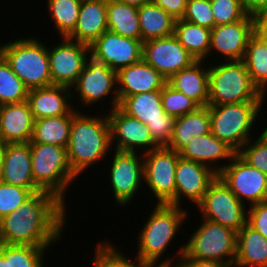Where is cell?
<instances>
[{
  "mask_svg": "<svg viewBox=\"0 0 267 267\" xmlns=\"http://www.w3.org/2000/svg\"><path fill=\"white\" fill-rule=\"evenodd\" d=\"M65 204L48 191H39L11 214L1 219L4 244L51 246L60 240L65 222Z\"/></svg>",
  "mask_w": 267,
  "mask_h": 267,
  "instance_id": "6da1fadb",
  "label": "cell"
},
{
  "mask_svg": "<svg viewBox=\"0 0 267 267\" xmlns=\"http://www.w3.org/2000/svg\"><path fill=\"white\" fill-rule=\"evenodd\" d=\"M112 146L107 116H88L80 111L73 116L66 149L68 162L77 177L91 164L102 161Z\"/></svg>",
  "mask_w": 267,
  "mask_h": 267,
  "instance_id": "7a4b0ae2",
  "label": "cell"
},
{
  "mask_svg": "<svg viewBox=\"0 0 267 267\" xmlns=\"http://www.w3.org/2000/svg\"><path fill=\"white\" fill-rule=\"evenodd\" d=\"M139 232L137 258L146 265L160 264L158 261L173 241L181 224L187 218L186 210L180 206L158 204Z\"/></svg>",
  "mask_w": 267,
  "mask_h": 267,
  "instance_id": "3957f363",
  "label": "cell"
},
{
  "mask_svg": "<svg viewBox=\"0 0 267 267\" xmlns=\"http://www.w3.org/2000/svg\"><path fill=\"white\" fill-rule=\"evenodd\" d=\"M44 44L31 37L0 45V54L29 90L52 85L48 48Z\"/></svg>",
  "mask_w": 267,
  "mask_h": 267,
  "instance_id": "277c9868",
  "label": "cell"
},
{
  "mask_svg": "<svg viewBox=\"0 0 267 267\" xmlns=\"http://www.w3.org/2000/svg\"><path fill=\"white\" fill-rule=\"evenodd\" d=\"M263 98L242 60L210 64L208 106L262 102Z\"/></svg>",
  "mask_w": 267,
  "mask_h": 267,
  "instance_id": "5b68a950",
  "label": "cell"
},
{
  "mask_svg": "<svg viewBox=\"0 0 267 267\" xmlns=\"http://www.w3.org/2000/svg\"><path fill=\"white\" fill-rule=\"evenodd\" d=\"M35 185L65 203V191L77 178L68 162L67 149L51 144L29 143Z\"/></svg>",
  "mask_w": 267,
  "mask_h": 267,
  "instance_id": "8992f818",
  "label": "cell"
},
{
  "mask_svg": "<svg viewBox=\"0 0 267 267\" xmlns=\"http://www.w3.org/2000/svg\"><path fill=\"white\" fill-rule=\"evenodd\" d=\"M262 102H242L208 106L211 120V133L224 141L236 153L251 140L250 132L264 104ZM263 103V104H262Z\"/></svg>",
  "mask_w": 267,
  "mask_h": 267,
  "instance_id": "52a82bcc",
  "label": "cell"
},
{
  "mask_svg": "<svg viewBox=\"0 0 267 267\" xmlns=\"http://www.w3.org/2000/svg\"><path fill=\"white\" fill-rule=\"evenodd\" d=\"M203 223L183 245L178 254L200 260L221 261L234 265L237 254V232L203 219Z\"/></svg>",
  "mask_w": 267,
  "mask_h": 267,
  "instance_id": "ba28073f",
  "label": "cell"
},
{
  "mask_svg": "<svg viewBox=\"0 0 267 267\" xmlns=\"http://www.w3.org/2000/svg\"><path fill=\"white\" fill-rule=\"evenodd\" d=\"M119 108L128 116L146 124L159 147L169 145L176 118L164 111L161 90L124 97L119 102Z\"/></svg>",
  "mask_w": 267,
  "mask_h": 267,
  "instance_id": "9c48e42d",
  "label": "cell"
},
{
  "mask_svg": "<svg viewBox=\"0 0 267 267\" xmlns=\"http://www.w3.org/2000/svg\"><path fill=\"white\" fill-rule=\"evenodd\" d=\"M244 205L217 176L196 206L199 207L203 219L238 232L247 223L248 212Z\"/></svg>",
  "mask_w": 267,
  "mask_h": 267,
  "instance_id": "30bf717a",
  "label": "cell"
},
{
  "mask_svg": "<svg viewBox=\"0 0 267 267\" xmlns=\"http://www.w3.org/2000/svg\"><path fill=\"white\" fill-rule=\"evenodd\" d=\"M144 160V180L158 204L175 206V170L179 153L168 147H159L142 154Z\"/></svg>",
  "mask_w": 267,
  "mask_h": 267,
  "instance_id": "8fae6325",
  "label": "cell"
},
{
  "mask_svg": "<svg viewBox=\"0 0 267 267\" xmlns=\"http://www.w3.org/2000/svg\"><path fill=\"white\" fill-rule=\"evenodd\" d=\"M221 164V172L218 176L230 188L235 196L245 204L251 206L267 201V175L250 166L237 153L228 161Z\"/></svg>",
  "mask_w": 267,
  "mask_h": 267,
  "instance_id": "7c38bea8",
  "label": "cell"
},
{
  "mask_svg": "<svg viewBox=\"0 0 267 267\" xmlns=\"http://www.w3.org/2000/svg\"><path fill=\"white\" fill-rule=\"evenodd\" d=\"M116 84H118L117 71L112 70L104 63L89 56L84 69L72 88L74 87L73 90L78 92L77 95L81 103L83 102L85 106H90L89 104L92 103L96 104L97 101H101V99L111 94V92L114 93V97L112 96L113 99H111L112 106L109 109L113 110L119 107Z\"/></svg>",
  "mask_w": 267,
  "mask_h": 267,
  "instance_id": "4fadbf2b",
  "label": "cell"
},
{
  "mask_svg": "<svg viewBox=\"0 0 267 267\" xmlns=\"http://www.w3.org/2000/svg\"><path fill=\"white\" fill-rule=\"evenodd\" d=\"M61 43L48 49L52 85L72 86L84 69L90 46L61 37Z\"/></svg>",
  "mask_w": 267,
  "mask_h": 267,
  "instance_id": "5bb4252c",
  "label": "cell"
},
{
  "mask_svg": "<svg viewBox=\"0 0 267 267\" xmlns=\"http://www.w3.org/2000/svg\"><path fill=\"white\" fill-rule=\"evenodd\" d=\"M142 59L167 80L196 62L174 34L144 41Z\"/></svg>",
  "mask_w": 267,
  "mask_h": 267,
  "instance_id": "9a60e30c",
  "label": "cell"
},
{
  "mask_svg": "<svg viewBox=\"0 0 267 267\" xmlns=\"http://www.w3.org/2000/svg\"><path fill=\"white\" fill-rule=\"evenodd\" d=\"M143 41L105 31L90 45V56L112 70L130 66L142 60Z\"/></svg>",
  "mask_w": 267,
  "mask_h": 267,
  "instance_id": "2e32d148",
  "label": "cell"
},
{
  "mask_svg": "<svg viewBox=\"0 0 267 267\" xmlns=\"http://www.w3.org/2000/svg\"><path fill=\"white\" fill-rule=\"evenodd\" d=\"M107 117L110 125L111 145L113 141L116 142L115 151L135 153L138 148H142L144 150L142 154H145L159 148L148 126L128 116L119 107L110 110Z\"/></svg>",
  "mask_w": 267,
  "mask_h": 267,
  "instance_id": "e0dca14e",
  "label": "cell"
},
{
  "mask_svg": "<svg viewBox=\"0 0 267 267\" xmlns=\"http://www.w3.org/2000/svg\"><path fill=\"white\" fill-rule=\"evenodd\" d=\"M139 156L138 152L114 150L109 176L117 205L124 207L133 201V197L141 187V180H144V158L140 156L139 159Z\"/></svg>",
  "mask_w": 267,
  "mask_h": 267,
  "instance_id": "ac0fdd59",
  "label": "cell"
},
{
  "mask_svg": "<svg viewBox=\"0 0 267 267\" xmlns=\"http://www.w3.org/2000/svg\"><path fill=\"white\" fill-rule=\"evenodd\" d=\"M258 29V18L246 15L231 24L214 26L211 29L209 55L216 50L226 61L242 60L250 37Z\"/></svg>",
  "mask_w": 267,
  "mask_h": 267,
  "instance_id": "d6986e66",
  "label": "cell"
},
{
  "mask_svg": "<svg viewBox=\"0 0 267 267\" xmlns=\"http://www.w3.org/2000/svg\"><path fill=\"white\" fill-rule=\"evenodd\" d=\"M217 176L211 168L179 157L175 170V206H181L183 196L197 205Z\"/></svg>",
  "mask_w": 267,
  "mask_h": 267,
  "instance_id": "ffe728a7",
  "label": "cell"
},
{
  "mask_svg": "<svg viewBox=\"0 0 267 267\" xmlns=\"http://www.w3.org/2000/svg\"><path fill=\"white\" fill-rule=\"evenodd\" d=\"M119 102L128 96L162 90L167 79L143 59L117 72Z\"/></svg>",
  "mask_w": 267,
  "mask_h": 267,
  "instance_id": "44dd1931",
  "label": "cell"
},
{
  "mask_svg": "<svg viewBox=\"0 0 267 267\" xmlns=\"http://www.w3.org/2000/svg\"><path fill=\"white\" fill-rule=\"evenodd\" d=\"M72 89L66 86L50 85L31 89L27 102L35 120L67 115L73 108ZM71 102V103H70Z\"/></svg>",
  "mask_w": 267,
  "mask_h": 267,
  "instance_id": "7402d4cb",
  "label": "cell"
},
{
  "mask_svg": "<svg viewBox=\"0 0 267 267\" xmlns=\"http://www.w3.org/2000/svg\"><path fill=\"white\" fill-rule=\"evenodd\" d=\"M34 122L27 100L0 105V140L5 144L30 142Z\"/></svg>",
  "mask_w": 267,
  "mask_h": 267,
  "instance_id": "603a6c76",
  "label": "cell"
},
{
  "mask_svg": "<svg viewBox=\"0 0 267 267\" xmlns=\"http://www.w3.org/2000/svg\"><path fill=\"white\" fill-rule=\"evenodd\" d=\"M31 167L32 159L29 142L6 144L2 182L28 188L33 193L41 191L34 183Z\"/></svg>",
  "mask_w": 267,
  "mask_h": 267,
  "instance_id": "cb8c5ba5",
  "label": "cell"
},
{
  "mask_svg": "<svg viewBox=\"0 0 267 267\" xmlns=\"http://www.w3.org/2000/svg\"><path fill=\"white\" fill-rule=\"evenodd\" d=\"M107 30V0H82L77 25L67 38L90 46Z\"/></svg>",
  "mask_w": 267,
  "mask_h": 267,
  "instance_id": "d4e9b609",
  "label": "cell"
},
{
  "mask_svg": "<svg viewBox=\"0 0 267 267\" xmlns=\"http://www.w3.org/2000/svg\"><path fill=\"white\" fill-rule=\"evenodd\" d=\"M235 154L231 147L212 133L192 138L190 143L179 152L181 158L203 164L217 174L221 172V167L213 166L212 163L215 164L221 159L231 160Z\"/></svg>",
  "mask_w": 267,
  "mask_h": 267,
  "instance_id": "484cf974",
  "label": "cell"
},
{
  "mask_svg": "<svg viewBox=\"0 0 267 267\" xmlns=\"http://www.w3.org/2000/svg\"><path fill=\"white\" fill-rule=\"evenodd\" d=\"M204 61H196L190 67L172 75L167 84L193 100L199 107L208 106L209 67Z\"/></svg>",
  "mask_w": 267,
  "mask_h": 267,
  "instance_id": "4316f807",
  "label": "cell"
},
{
  "mask_svg": "<svg viewBox=\"0 0 267 267\" xmlns=\"http://www.w3.org/2000/svg\"><path fill=\"white\" fill-rule=\"evenodd\" d=\"M211 133V120L208 106L175 119L169 149L179 153L194 137Z\"/></svg>",
  "mask_w": 267,
  "mask_h": 267,
  "instance_id": "83f0119b",
  "label": "cell"
},
{
  "mask_svg": "<svg viewBox=\"0 0 267 267\" xmlns=\"http://www.w3.org/2000/svg\"><path fill=\"white\" fill-rule=\"evenodd\" d=\"M235 266L267 267V239L248 223L237 232Z\"/></svg>",
  "mask_w": 267,
  "mask_h": 267,
  "instance_id": "f1b7e54d",
  "label": "cell"
},
{
  "mask_svg": "<svg viewBox=\"0 0 267 267\" xmlns=\"http://www.w3.org/2000/svg\"><path fill=\"white\" fill-rule=\"evenodd\" d=\"M242 61L258 91L267 94V39L257 29L250 37Z\"/></svg>",
  "mask_w": 267,
  "mask_h": 267,
  "instance_id": "f546056e",
  "label": "cell"
},
{
  "mask_svg": "<svg viewBox=\"0 0 267 267\" xmlns=\"http://www.w3.org/2000/svg\"><path fill=\"white\" fill-rule=\"evenodd\" d=\"M77 109L73 108L67 115L35 120L29 143L51 144L66 148L70 138L72 118L79 111Z\"/></svg>",
  "mask_w": 267,
  "mask_h": 267,
  "instance_id": "4dcf8cb0",
  "label": "cell"
},
{
  "mask_svg": "<svg viewBox=\"0 0 267 267\" xmlns=\"http://www.w3.org/2000/svg\"><path fill=\"white\" fill-rule=\"evenodd\" d=\"M138 17L143 42L174 34L176 19L153 1L138 8Z\"/></svg>",
  "mask_w": 267,
  "mask_h": 267,
  "instance_id": "1f68e13d",
  "label": "cell"
},
{
  "mask_svg": "<svg viewBox=\"0 0 267 267\" xmlns=\"http://www.w3.org/2000/svg\"><path fill=\"white\" fill-rule=\"evenodd\" d=\"M108 31L142 41L138 8L118 0H107Z\"/></svg>",
  "mask_w": 267,
  "mask_h": 267,
  "instance_id": "d6a6232c",
  "label": "cell"
},
{
  "mask_svg": "<svg viewBox=\"0 0 267 267\" xmlns=\"http://www.w3.org/2000/svg\"><path fill=\"white\" fill-rule=\"evenodd\" d=\"M174 35L196 61H205L206 57L208 58L211 40L210 29L183 19H176Z\"/></svg>",
  "mask_w": 267,
  "mask_h": 267,
  "instance_id": "836d02e7",
  "label": "cell"
},
{
  "mask_svg": "<svg viewBox=\"0 0 267 267\" xmlns=\"http://www.w3.org/2000/svg\"><path fill=\"white\" fill-rule=\"evenodd\" d=\"M82 0H48L51 20L59 35L68 37L75 29Z\"/></svg>",
  "mask_w": 267,
  "mask_h": 267,
  "instance_id": "e575fe53",
  "label": "cell"
},
{
  "mask_svg": "<svg viewBox=\"0 0 267 267\" xmlns=\"http://www.w3.org/2000/svg\"><path fill=\"white\" fill-rule=\"evenodd\" d=\"M29 89L0 54V105L27 100Z\"/></svg>",
  "mask_w": 267,
  "mask_h": 267,
  "instance_id": "d590c367",
  "label": "cell"
},
{
  "mask_svg": "<svg viewBox=\"0 0 267 267\" xmlns=\"http://www.w3.org/2000/svg\"><path fill=\"white\" fill-rule=\"evenodd\" d=\"M95 248L93 267H147L138 259L132 261L107 242H99ZM127 257V258H126ZM137 260V261H136Z\"/></svg>",
  "mask_w": 267,
  "mask_h": 267,
  "instance_id": "8d00e7d4",
  "label": "cell"
},
{
  "mask_svg": "<svg viewBox=\"0 0 267 267\" xmlns=\"http://www.w3.org/2000/svg\"><path fill=\"white\" fill-rule=\"evenodd\" d=\"M164 111L175 118L195 111L199 106L183 93L166 84L161 90Z\"/></svg>",
  "mask_w": 267,
  "mask_h": 267,
  "instance_id": "74e56055",
  "label": "cell"
},
{
  "mask_svg": "<svg viewBox=\"0 0 267 267\" xmlns=\"http://www.w3.org/2000/svg\"><path fill=\"white\" fill-rule=\"evenodd\" d=\"M33 194L28 188L0 182V219L17 210Z\"/></svg>",
  "mask_w": 267,
  "mask_h": 267,
  "instance_id": "f35d334b",
  "label": "cell"
},
{
  "mask_svg": "<svg viewBox=\"0 0 267 267\" xmlns=\"http://www.w3.org/2000/svg\"><path fill=\"white\" fill-rule=\"evenodd\" d=\"M215 26L242 20L247 12L241 0H210Z\"/></svg>",
  "mask_w": 267,
  "mask_h": 267,
  "instance_id": "ab89813d",
  "label": "cell"
},
{
  "mask_svg": "<svg viewBox=\"0 0 267 267\" xmlns=\"http://www.w3.org/2000/svg\"><path fill=\"white\" fill-rule=\"evenodd\" d=\"M48 247L11 245V267H44V252Z\"/></svg>",
  "mask_w": 267,
  "mask_h": 267,
  "instance_id": "60d3db41",
  "label": "cell"
},
{
  "mask_svg": "<svg viewBox=\"0 0 267 267\" xmlns=\"http://www.w3.org/2000/svg\"><path fill=\"white\" fill-rule=\"evenodd\" d=\"M237 154L250 166L267 175V140L261 135L254 142L249 140Z\"/></svg>",
  "mask_w": 267,
  "mask_h": 267,
  "instance_id": "b9f144b4",
  "label": "cell"
},
{
  "mask_svg": "<svg viewBox=\"0 0 267 267\" xmlns=\"http://www.w3.org/2000/svg\"><path fill=\"white\" fill-rule=\"evenodd\" d=\"M182 19L211 30L215 26V19L210 0H187Z\"/></svg>",
  "mask_w": 267,
  "mask_h": 267,
  "instance_id": "7bdbcfd3",
  "label": "cell"
},
{
  "mask_svg": "<svg viewBox=\"0 0 267 267\" xmlns=\"http://www.w3.org/2000/svg\"><path fill=\"white\" fill-rule=\"evenodd\" d=\"M246 210L247 223L267 239V201L254 204Z\"/></svg>",
  "mask_w": 267,
  "mask_h": 267,
  "instance_id": "ee69618b",
  "label": "cell"
},
{
  "mask_svg": "<svg viewBox=\"0 0 267 267\" xmlns=\"http://www.w3.org/2000/svg\"><path fill=\"white\" fill-rule=\"evenodd\" d=\"M156 5L163 8L175 19H182L187 0H152Z\"/></svg>",
  "mask_w": 267,
  "mask_h": 267,
  "instance_id": "f6af8a7d",
  "label": "cell"
},
{
  "mask_svg": "<svg viewBox=\"0 0 267 267\" xmlns=\"http://www.w3.org/2000/svg\"><path fill=\"white\" fill-rule=\"evenodd\" d=\"M178 260L176 264L179 267H233L232 264L226 262L189 258L184 253Z\"/></svg>",
  "mask_w": 267,
  "mask_h": 267,
  "instance_id": "bcb514c9",
  "label": "cell"
},
{
  "mask_svg": "<svg viewBox=\"0 0 267 267\" xmlns=\"http://www.w3.org/2000/svg\"><path fill=\"white\" fill-rule=\"evenodd\" d=\"M248 15L260 18L267 13V0H241Z\"/></svg>",
  "mask_w": 267,
  "mask_h": 267,
  "instance_id": "7dc6e473",
  "label": "cell"
},
{
  "mask_svg": "<svg viewBox=\"0 0 267 267\" xmlns=\"http://www.w3.org/2000/svg\"><path fill=\"white\" fill-rule=\"evenodd\" d=\"M0 267H11V244L0 246Z\"/></svg>",
  "mask_w": 267,
  "mask_h": 267,
  "instance_id": "c3c4849f",
  "label": "cell"
},
{
  "mask_svg": "<svg viewBox=\"0 0 267 267\" xmlns=\"http://www.w3.org/2000/svg\"><path fill=\"white\" fill-rule=\"evenodd\" d=\"M118 1L126 3V4L133 6V7H136V8H140L144 4L152 2V0H118Z\"/></svg>",
  "mask_w": 267,
  "mask_h": 267,
  "instance_id": "681fc988",
  "label": "cell"
},
{
  "mask_svg": "<svg viewBox=\"0 0 267 267\" xmlns=\"http://www.w3.org/2000/svg\"><path fill=\"white\" fill-rule=\"evenodd\" d=\"M5 146L6 144L0 140V182H2L3 178Z\"/></svg>",
  "mask_w": 267,
  "mask_h": 267,
  "instance_id": "f907efd6",
  "label": "cell"
},
{
  "mask_svg": "<svg viewBox=\"0 0 267 267\" xmlns=\"http://www.w3.org/2000/svg\"><path fill=\"white\" fill-rule=\"evenodd\" d=\"M174 258L173 259H165L164 262L158 264H152V265H147V267H179L177 264H174ZM173 262V264H172Z\"/></svg>",
  "mask_w": 267,
  "mask_h": 267,
  "instance_id": "816d5d0a",
  "label": "cell"
},
{
  "mask_svg": "<svg viewBox=\"0 0 267 267\" xmlns=\"http://www.w3.org/2000/svg\"><path fill=\"white\" fill-rule=\"evenodd\" d=\"M258 30L266 37L267 39V22H258Z\"/></svg>",
  "mask_w": 267,
  "mask_h": 267,
  "instance_id": "f5cc1de1",
  "label": "cell"
},
{
  "mask_svg": "<svg viewBox=\"0 0 267 267\" xmlns=\"http://www.w3.org/2000/svg\"><path fill=\"white\" fill-rule=\"evenodd\" d=\"M258 22H267V13L264 16L258 18Z\"/></svg>",
  "mask_w": 267,
  "mask_h": 267,
  "instance_id": "db71d44e",
  "label": "cell"
},
{
  "mask_svg": "<svg viewBox=\"0 0 267 267\" xmlns=\"http://www.w3.org/2000/svg\"><path fill=\"white\" fill-rule=\"evenodd\" d=\"M4 244L3 237H2V227H1V219H0V246Z\"/></svg>",
  "mask_w": 267,
  "mask_h": 267,
  "instance_id": "11a10c76",
  "label": "cell"
},
{
  "mask_svg": "<svg viewBox=\"0 0 267 267\" xmlns=\"http://www.w3.org/2000/svg\"><path fill=\"white\" fill-rule=\"evenodd\" d=\"M265 140H267V127L263 132L260 134Z\"/></svg>",
  "mask_w": 267,
  "mask_h": 267,
  "instance_id": "9f6ffc18",
  "label": "cell"
}]
</instances>
